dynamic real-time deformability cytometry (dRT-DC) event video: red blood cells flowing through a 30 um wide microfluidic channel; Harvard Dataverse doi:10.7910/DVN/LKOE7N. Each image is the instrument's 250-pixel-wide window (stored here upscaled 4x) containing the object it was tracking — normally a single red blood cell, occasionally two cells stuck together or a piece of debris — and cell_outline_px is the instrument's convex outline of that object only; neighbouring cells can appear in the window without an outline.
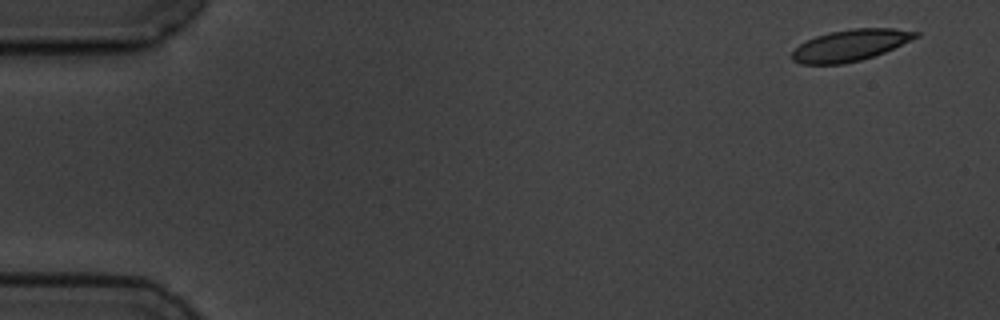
{"species": "common noctule bat (a hibernating species)", "species_latin": "Nyctalus noctula", "temperature_condition": "cold", "stored_images_in_passage": 4, "camera_frame_rate_fps": 3000, "um_per_image_px": 0.085, "animal": {"sex": "male", "body_mass_g": 19.5, "forearm_length_mm": 54.6}, "frame": {"image": 1, "passage_image": 1, "time_ms": 0.0, "image_size_px": [1000, 320], "cell_outline_px": [[920, 36], [884, 52], [860, 60], [844, 64], [800, 64], [792, 60], [792, 52], [800, 44], [816, 36], [828, 32], [852, 28], [892, 28], [920, 32]], "centroid_in_image_um": [72.27, 3.84], "position_along_channel_um": 12.7, "area_um2": 22.54}}